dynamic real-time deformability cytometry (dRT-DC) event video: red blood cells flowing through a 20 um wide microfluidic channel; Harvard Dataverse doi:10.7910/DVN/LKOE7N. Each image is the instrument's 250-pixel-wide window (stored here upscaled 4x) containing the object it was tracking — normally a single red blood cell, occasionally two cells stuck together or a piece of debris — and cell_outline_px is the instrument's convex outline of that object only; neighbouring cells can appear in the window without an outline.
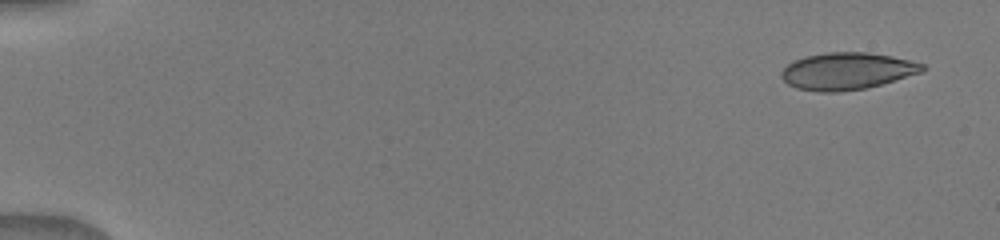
{"species": "human", "species_latin": "Homo sapiens", "temperature_condition": "warm", "stored_images_in_passage": 50, "camera_frame_rate_fps": 3000, "um_per_image_px": 0.085, "donor": {"sex": "male"}, "frame": {"image": 1, "passage_image": 1, "time_ms": 0.0, "image_size_px": [1000, 240], "cell_outline_px": [[928, 68], [920, 72], [880, 84], [864, 88], [836, 92], [820, 92], [796, 88], [788, 84], [780, 76], [780, 72], [792, 60], [804, 56], [828, 52], [868, 52], [892, 56], [924, 64]], "centroid_in_image_um": [71.95, 6.03], "position_along_channel_um": 13.1, "area_um2": 30.29}}
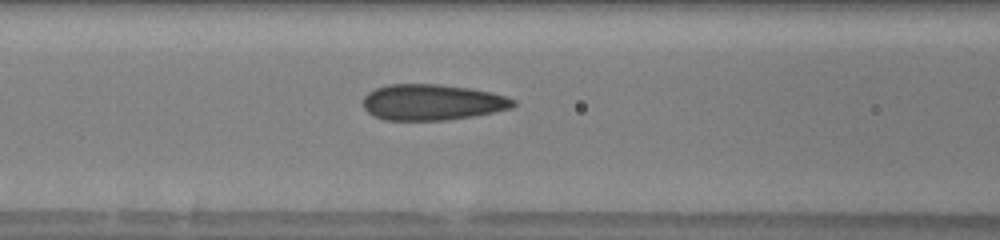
{"frame": {"image": 2, "passage_image": 22, "time_ms": 6.667, "image_size_px": [1000, 240], "cell_outline_px": [[516, 104], [512, 108], [476, 116], [448, 120], [384, 120], [372, 116], [364, 108], [364, 96], [368, 92], [376, 88], [388, 84], [440, 84], [468, 88], [492, 92], [516, 100]], "centroid_in_image_um": [36.74, 8.7], "position_along_channel_um": 129.9, "area_um2": 31.67}}
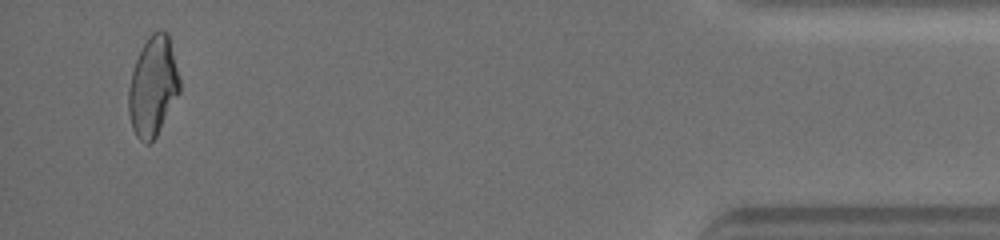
{"frame": {"image": 3, "passage_image": 48, "time_ms": 15.333, "image_size_px": [1000, 240], "cell_outline_px": [[180, 92], [156, 136], [148, 144], [144, 144], [136, 136], [132, 128], [128, 112], [128, 88], [132, 72], [136, 60], [148, 36], [152, 32], [160, 28], [168, 32], [180, 80]], "centroid_in_image_um": [13.0, 7.33], "position_along_channel_um": 422.2, "area_um2": 29.71}}